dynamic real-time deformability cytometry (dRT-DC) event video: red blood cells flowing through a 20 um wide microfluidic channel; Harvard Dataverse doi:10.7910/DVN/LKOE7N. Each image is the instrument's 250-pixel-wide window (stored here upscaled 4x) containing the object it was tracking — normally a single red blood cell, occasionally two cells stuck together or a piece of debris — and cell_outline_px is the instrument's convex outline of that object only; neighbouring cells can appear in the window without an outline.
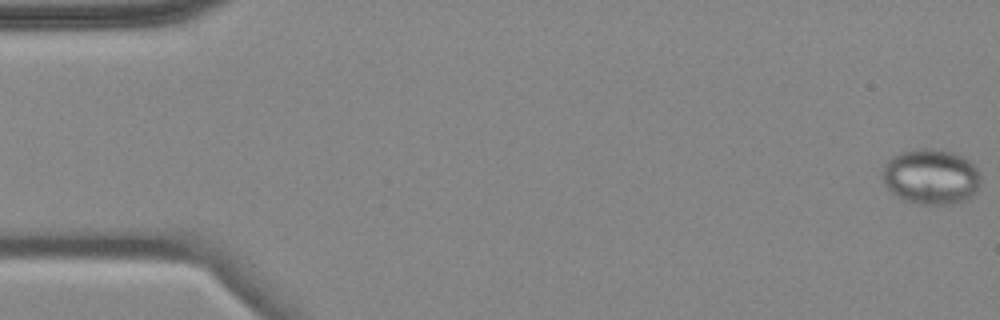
{"species": "common noctule bat (a hibernating species)", "species_latin": "Nyctalus noctula", "temperature_condition": "cold", "stored_images_in_passage": 11, "camera_frame_rate_fps": 3000, "um_per_image_px": 0.085, "animal": {"sex": "female", "body_mass_g": 18.4}, "frame": {"image": 1, "passage_image": 1, "time_ms": 0.0, "image_size_px": [1000, 320], "cell_outline_px": [[980, 184], [964, 200], [952, 204], [920, 204], [904, 200], [892, 192], [888, 188], [880, 176], [884, 164], [892, 156], [900, 152], [920, 148], [924, 148], [952, 152], [968, 160], [976, 168], [980, 176]], "centroid_in_image_um": [79.07, 15.01], "position_along_channel_um": 5.9, "area_um2": 31.39}}
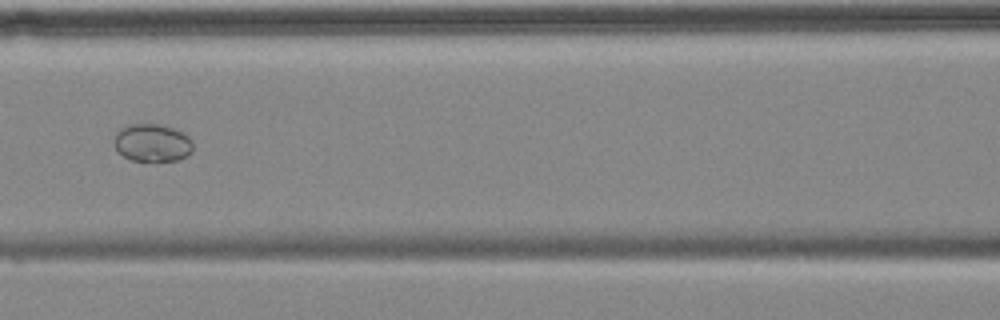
{"frame": {"image": 2, "passage_image": 7, "time_ms": 8.0, "image_size_px": [1000, 320], "cell_outline_px": [[192, 152], [188, 156], [176, 160], [132, 160], [124, 156], [112, 144], [112, 140], [116, 132], [120, 128], [128, 124], [156, 124], [172, 128], [188, 136], [192, 140]], "centroid_in_image_um": [12.91, 12.13], "position_along_channel_um": 153.7, "area_um2": 17.28}}
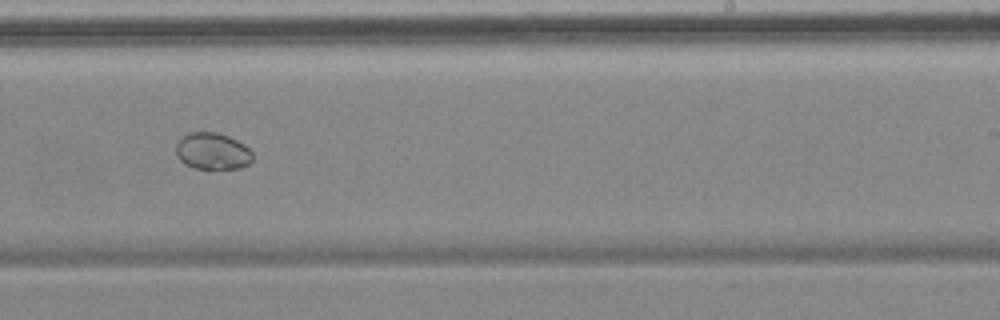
{"frame": {"image": 3, "passage_image": 10, "time_ms": 11.333, "image_size_px": [1000, 320], "cell_outline_px": [[252, 160], [248, 164], [240, 168], [192, 168], [184, 164], [176, 156], [176, 144], [188, 132], [216, 132], [228, 136], [244, 144], [252, 152]], "centroid_in_image_um": [18.04, 12.85], "position_along_channel_um": 271.0, "area_um2": 16.36}}